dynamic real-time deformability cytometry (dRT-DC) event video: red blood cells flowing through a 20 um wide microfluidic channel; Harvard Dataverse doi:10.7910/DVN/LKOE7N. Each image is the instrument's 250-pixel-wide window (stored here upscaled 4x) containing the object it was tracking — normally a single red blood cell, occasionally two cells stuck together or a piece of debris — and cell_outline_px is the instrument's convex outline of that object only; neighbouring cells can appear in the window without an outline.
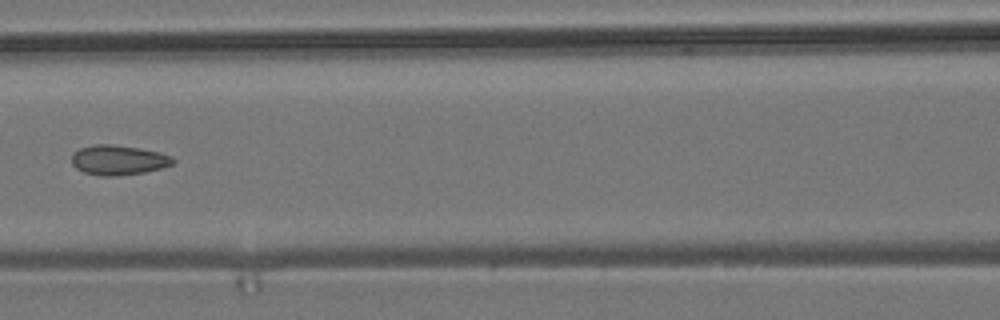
{"species": "common noctule bat (a hibernating species)", "species_latin": "Nyctalus noctula", "temperature_condition": "room temperature", "stored_images_in_passage": 10, "camera_frame_rate_fps": 3000, "um_per_image_px": 0.085, "animal": {"sex": "male", "body_mass_g": 19.2, "forearm_length_mm": 51.8}, "frame": {"image": 1, "passage_image": 7, "time_ms": 2.0, "image_size_px": [1000, 320], "cell_outline_px": [[176, 160], [172, 164], [160, 168], [144, 172], [116, 176], [104, 176], [84, 172], [76, 168], [72, 164], [72, 156], [80, 148], [92, 144], [112, 144], [140, 148], [160, 152], [172, 156]], "centroid_in_image_um": [10.08, 13.59], "position_along_channel_um": 156.5, "area_um2": 17.57}}
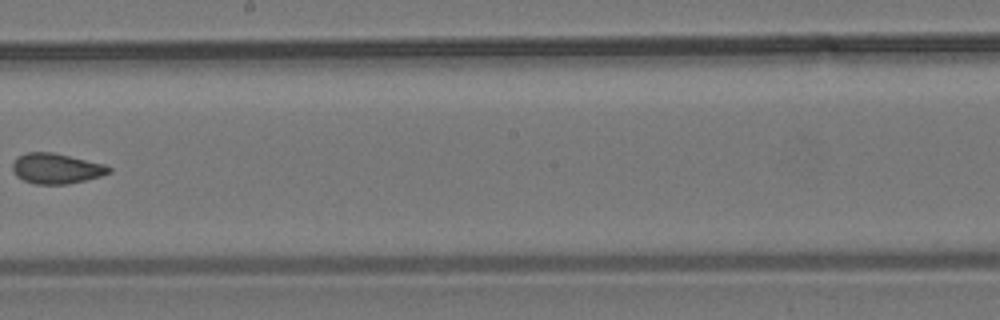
{"frame": {"image": 2, "passage_image": 9, "time_ms": 2.667, "image_size_px": [1000, 320], "cell_outline_px": [[112, 172], [100, 176], [68, 184], [36, 184], [24, 180], [16, 176], [12, 168], [12, 164], [16, 156], [28, 152], [52, 152], [104, 164], [112, 168]], "centroid_in_image_um": [4.77, 14.32], "position_along_channel_um": 243.4, "area_um2": 16.99}}
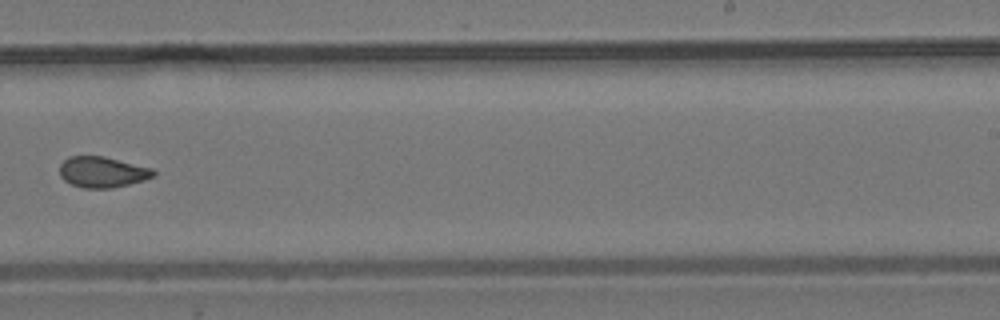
{"frame": {"image": 3, "passage_image": 10, "time_ms": 3.0, "image_size_px": [1000, 320], "cell_outline_px": [[156, 176], [144, 180], [112, 188], [84, 188], [72, 184], [64, 180], [60, 176], [60, 164], [68, 156], [104, 156], [152, 168], [156, 172]], "centroid_in_image_um": [8.71, 14.62], "position_along_channel_um": 280.3, "area_um2": 16.88}}